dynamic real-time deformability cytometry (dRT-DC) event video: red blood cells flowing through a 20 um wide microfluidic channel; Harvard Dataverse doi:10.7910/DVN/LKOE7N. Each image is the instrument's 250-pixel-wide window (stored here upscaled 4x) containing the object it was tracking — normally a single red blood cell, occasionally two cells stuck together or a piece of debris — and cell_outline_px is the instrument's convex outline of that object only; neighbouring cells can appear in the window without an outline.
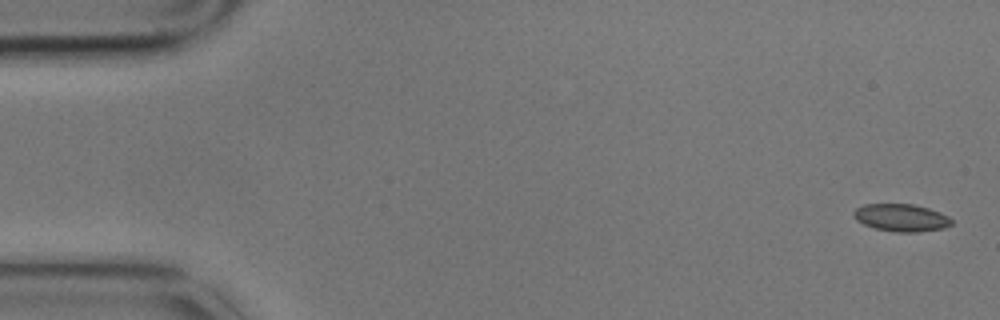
{"species": "common noctule bat (a hibernating species)", "species_latin": "Nyctalus noctula", "temperature_condition": "cold", "stored_images_in_passage": 5, "camera_frame_rate_fps": 3000, "um_per_image_px": 0.085, "animal": {"sex": "male", "body_mass_g": 17.9}, "frame": {"image": 1, "passage_image": 1, "time_ms": 0.0, "image_size_px": [1000, 320], "cell_outline_px": [[952, 224], [944, 228], [920, 232], [896, 232], [876, 228], [864, 224], [856, 220], [852, 216], [852, 212], [856, 208], [864, 204], [912, 204], [928, 208], [940, 212], [948, 216], [952, 220]], "centroid_in_image_um": [76.6, 18.5], "position_along_channel_um": 8.4, "area_um2": 15.72}}
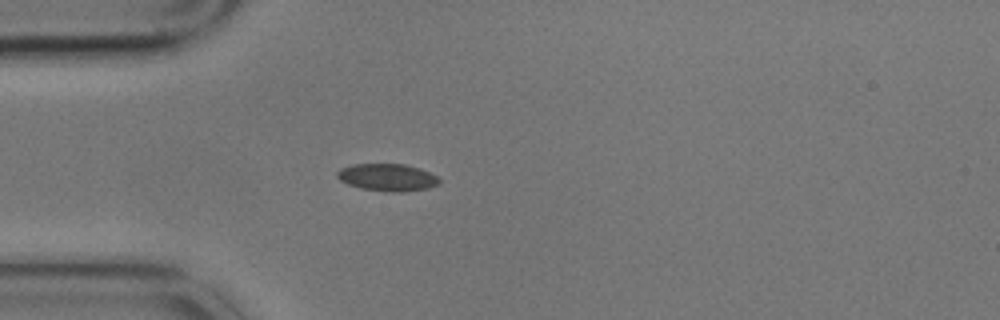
{"frame": {"image": 2, "passage_image": 5, "time_ms": 1.333, "image_size_px": [1000, 320], "cell_outline_px": [[440, 184], [428, 188], [400, 192], [392, 192], [360, 188], [348, 184], [340, 180], [336, 176], [336, 172], [340, 168], [352, 164], [404, 164], [420, 168], [436, 176], [440, 180]], "centroid_in_image_um": [32.91, 15.07], "position_along_channel_um": 52.1, "area_um2": 16.24}}